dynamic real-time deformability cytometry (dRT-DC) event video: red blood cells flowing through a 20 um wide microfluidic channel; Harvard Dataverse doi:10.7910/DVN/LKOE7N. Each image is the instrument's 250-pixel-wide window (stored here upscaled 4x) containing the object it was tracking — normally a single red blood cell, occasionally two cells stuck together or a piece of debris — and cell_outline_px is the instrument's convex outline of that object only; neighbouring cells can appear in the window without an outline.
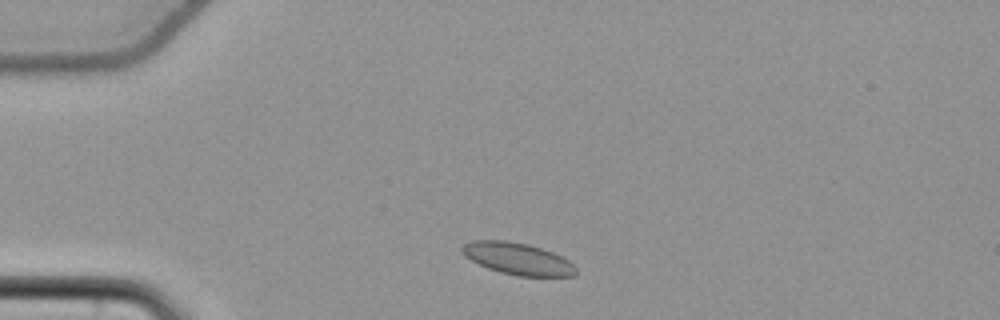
{"species": "common noctule bat (a hibernating species)", "species_latin": "Nyctalus noctula", "temperature_condition": "cold", "stored_images_in_passage": 43, "camera_frame_rate_fps": 3000, "um_per_image_px": 0.085, "animal": {"sex": "female", "body_mass_g": 22.7, "forearm_length_mm": 54.2}, "frame": {"image": 1, "passage_image": 1, "time_ms": 0.0, "image_size_px": [1000, 320], "cell_outline_px": [[576, 272], [572, 276], [516, 276], [500, 272], [488, 268], [464, 256], [460, 252], [460, 248], [464, 244], [472, 240], [504, 240], [528, 244], [552, 252], [568, 260], [576, 268]], "centroid_in_image_um": [43.96, 21.98], "position_along_channel_um": 41.0, "area_um2": 21.04}}
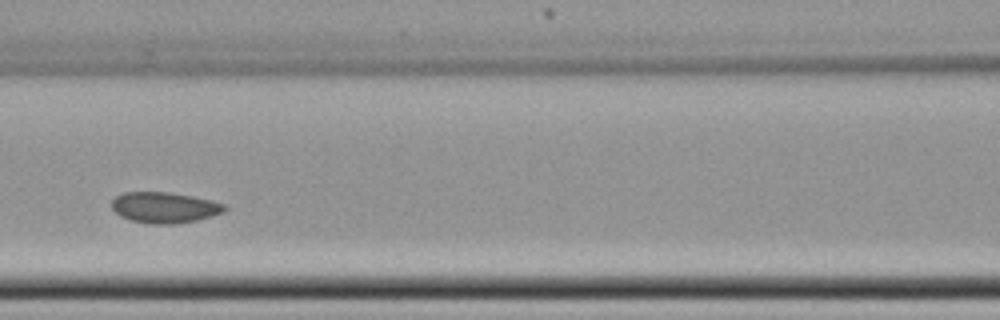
{"frame": {"image": 2, "passage_image": 13, "time_ms": 4.0, "image_size_px": [1000, 320], "cell_outline_px": [[224, 212], [212, 216], [196, 220], [172, 224], [152, 224], [132, 220], [120, 216], [112, 208], [112, 200], [116, 196], [124, 192], [168, 192], [192, 196], [212, 200], [224, 204]], "centroid_in_image_um": [13.97, 17.63], "position_along_channel_um": 152.6, "area_um2": 20.11}}
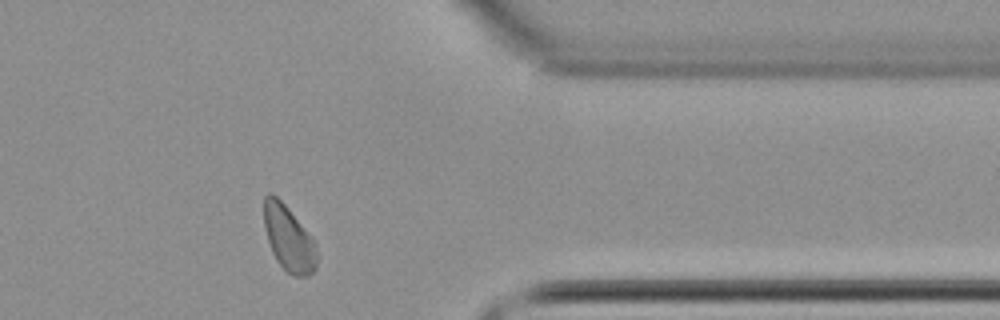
{"frame": {"image": 3, "passage_image": 33, "time_ms": 10.667, "image_size_px": [1000, 320], "cell_outline_px": [[316, 268], [308, 276], [292, 276], [276, 260], [272, 252], [264, 228], [264, 196], [268, 192], [272, 192], [288, 208], [316, 244]], "centroid_in_image_um": [24.51, 20.26], "position_along_channel_um": 386.9, "area_um2": 19.88}}